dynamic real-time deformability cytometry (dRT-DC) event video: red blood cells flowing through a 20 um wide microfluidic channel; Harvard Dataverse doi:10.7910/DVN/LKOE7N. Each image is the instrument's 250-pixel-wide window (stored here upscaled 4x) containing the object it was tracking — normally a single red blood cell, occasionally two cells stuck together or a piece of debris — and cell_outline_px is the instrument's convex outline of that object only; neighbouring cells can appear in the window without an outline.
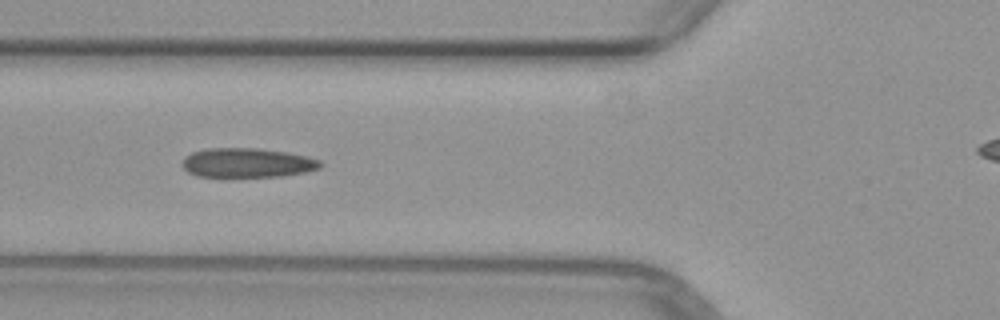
{"species": "common noctule bat (a hibernating species)", "species_latin": "Nyctalus noctula", "temperature_condition": "warm", "stored_images_in_passage": 4, "camera_frame_rate_fps": 3000, "um_per_image_px": 0.085, "animal": {"sex": "female", "body_mass_g": 29.2, "forearm_length_mm": 56.3}, "frame": {"image": 1, "passage_image": 2, "time_ms": 1.0, "image_size_px": [1000, 320], "cell_outline_px": [[324, 164], [320, 168], [304, 172], [280, 176], [196, 176], [188, 172], [180, 164], [184, 156], [192, 152], [208, 148], [256, 148], [284, 152], [308, 156], [320, 160]], "centroid_in_image_um": [20.99, 13.83], "position_along_channel_um": 104.8, "area_um2": 23.58}}
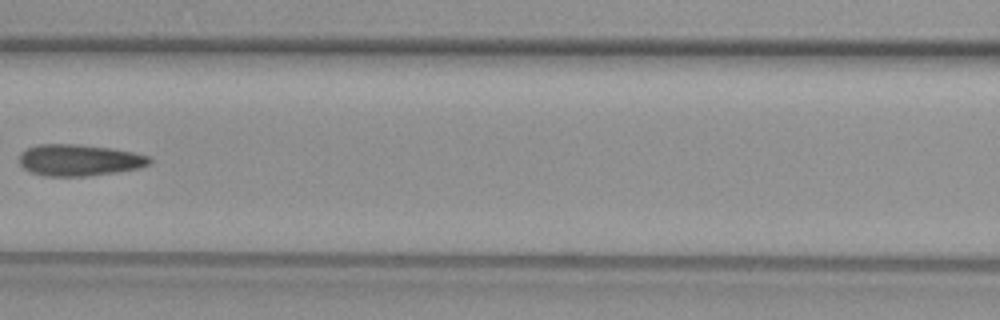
{"frame": {"image": 2, "passage_image": 3, "time_ms": 2.333, "image_size_px": [1000, 320], "cell_outline_px": [[152, 164], [140, 168], [116, 172], [88, 176], [44, 176], [32, 172], [24, 168], [20, 164], [20, 152], [28, 148], [40, 144], [76, 144], [112, 148], [132, 152], [148, 156], [152, 160]], "centroid_in_image_um": [6.76, 13.61], "position_along_channel_um": 159.8, "area_um2": 23.93}}
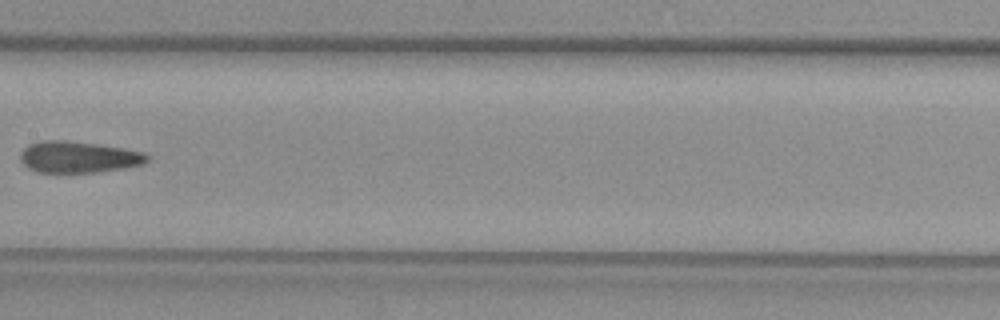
{"frame": {"image": 3, "passage_image": 4, "time_ms": 3.333, "image_size_px": [1000, 320], "cell_outline_px": [[148, 160], [144, 164], [124, 168], [96, 172], [36, 172], [28, 168], [20, 160], [20, 152], [28, 144], [40, 140], [64, 140], [96, 144], [124, 148], [144, 152], [148, 156]], "centroid_in_image_um": [6.64, 13.34], "position_along_channel_um": 200.8, "area_um2": 23.29}}